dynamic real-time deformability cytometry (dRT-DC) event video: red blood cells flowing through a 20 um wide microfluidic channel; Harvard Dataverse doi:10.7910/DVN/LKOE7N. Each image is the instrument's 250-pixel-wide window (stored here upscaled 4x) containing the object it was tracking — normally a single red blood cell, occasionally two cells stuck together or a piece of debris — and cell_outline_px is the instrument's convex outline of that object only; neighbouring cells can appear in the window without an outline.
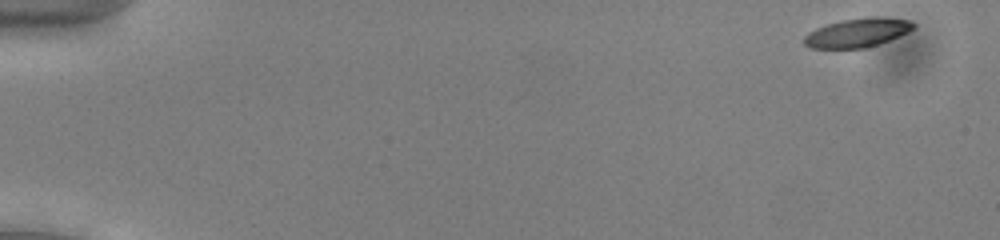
{"species": "common noctule bat (a hibernating species)", "species_latin": "Nyctalus noctula", "temperature_condition": "cold", "stored_images_in_passage": 52, "camera_frame_rate_fps": 3000, "um_per_image_px": 0.085, "animal": {"sex": "male", "body_mass_g": 13.0, "forearm_length_mm": 53.1}, "frame": {"image": 1, "passage_image": 1, "time_ms": 0.0, "image_size_px": [1000, 240], "cell_outline_px": [[916, 28], [908, 32], [888, 40], [864, 48], [808, 48], [804, 44], [804, 36], [808, 32], [816, 28], [828, 24], [844, 20], [872, 16], [908, 20], [916, 24]], "centroid_in_image_um": [72.87, 2.78], "position_along_channel_um": 12.1, "area_um2": 18.21}}
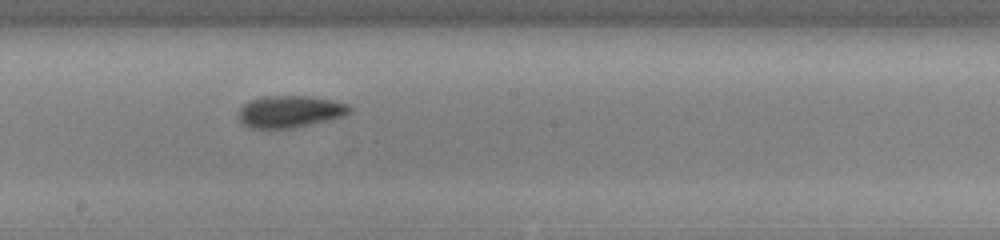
{"frame": {"image": 2, "passage_image": 29, "time_ms": 9.333, "image_size_px": [1000, 240], "cell_outline_px": [[352, 112], [344, 116], [328, 120], [292, 128], [252, 128], [244, 124], [240, 120], [240, 108], [248, 100], [264, 96], [308, 96], [332, 100], [348, 104], [352, 108]], "centroid_in_image_um": [24.68, 9.47], "position_along_channel_um": 223.5, "area_um2": 20.58}}
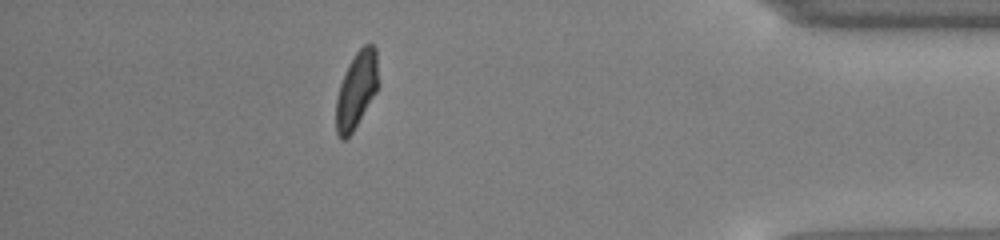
{"frame": {"image": 3, "passage_image": 46, "time_ms": 15.0, "image_size_px": [1000, 240], "cell_outline_px": [[380, 84], [376, 92], [352, 132], [344, 140], [340, 140], [336, 132], [336, 100], [340, 84], [348, 64], [356, 52], [364, 44], [372, 44], [376, 48]], "centroid_in_image_um": [30.32, 7.62], "position_along_channel_um": 404.9, "area_um2": 18.96}, "authors_computed_cell_mechanics": {"area_um2": 19.7387, "velocity_mm_per_s": 3.8953, "shape_relaxation_time_tau1_ms": 2.8177, "shape_relaxation_time_tau2_ms": 3.517, "deformation_change_tau1": 0.1351, "deformation_change_tau2": 0.1048}}